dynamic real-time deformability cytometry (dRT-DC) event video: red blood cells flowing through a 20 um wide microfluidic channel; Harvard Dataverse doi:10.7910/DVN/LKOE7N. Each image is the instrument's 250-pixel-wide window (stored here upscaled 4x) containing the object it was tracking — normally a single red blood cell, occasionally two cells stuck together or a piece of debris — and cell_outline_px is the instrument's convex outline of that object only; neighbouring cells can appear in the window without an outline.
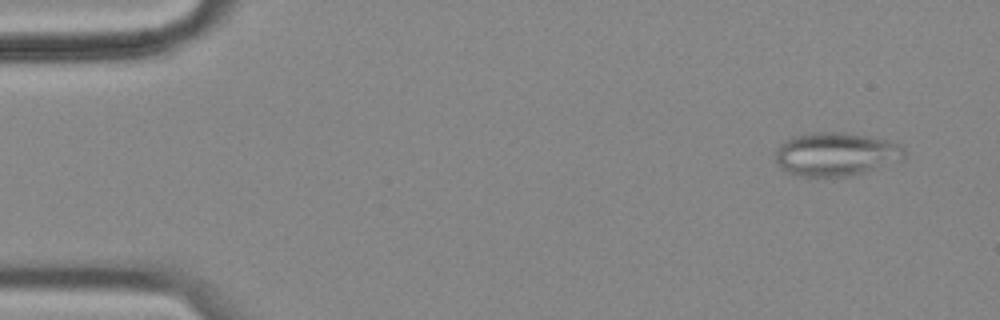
{"species": "common noctule bat (a hibernating species)", "species_latin": "Nyctalus noctula", "temperature_condition": "cold", "stored_images_in_passage": 57, "camera_frame_rate_fps": 3000, "um_per_image_px": 0.085, "animal": {"sex": "female", "body_mass_g": 18.4}, "frame": {"image": 1, "passage_image": 4, "time_ms": 1.0, "image_size_px": [1000, 320], "cell_outline_px": [[908, 152], [904, 160], [852, 176], [816, 180], [784, 172], [780, 168], [776, 160], [776, 148], [780, 144], [796, 136], [828, 132], [832, 132], [868, 136], [888, 140], [900, 144]], "centroid_in_image_um": [71.09, 13.18], "position_along_channel_um": 13.9, "area_um2": 33.41}}
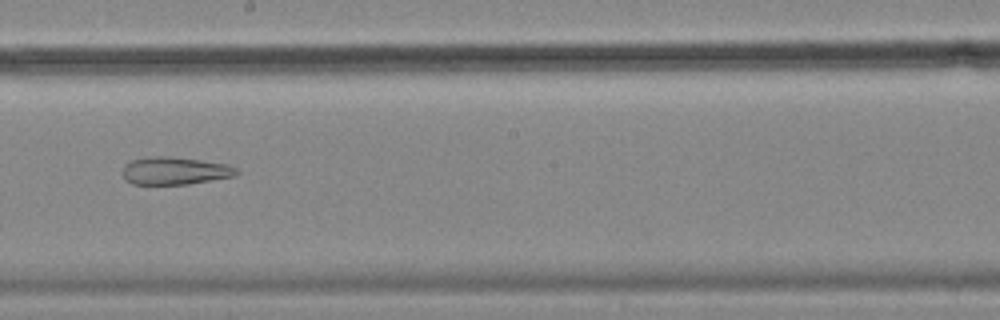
{"frame": {"image": 2, "passage_image": 32, "time_ms": 10.333, "image_size_px": [1000, 320], "cell_outline_px": [[240, 172], [236, 176], [188, 184], [132, 184], [124, 180], [124, 164], [132, 160], [156, 156], [168, 156], [200, 160], [228, 164], [236, 168]], "centroid_in_image_um": [14.89, 14.52], "position_along_channel_um": 233.3, "area_um2": 18.32}}
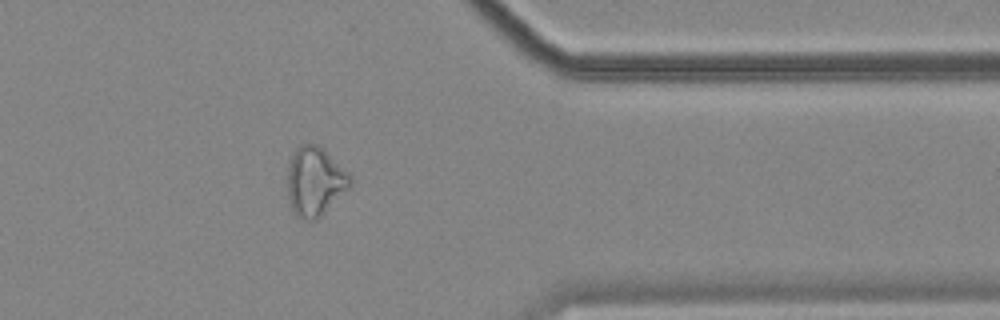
{"frame": {"image": 3, "passage_image": 46, "time_ms": 15.0, "image_size_px": [1000, 320], "cell_outline_px": [[352, 184], [316, 220], [308, 220], [296, 216], [292, 208], [288, 196], [288, 168], [292, 156], [296, 148], [300, 144], [316, 144], [324, 148], [352, 176]], "centroid_in_image_um": [26.78, 15.39], "position_along_channel_um": 384.6, "area_um2": 24.97}, "authors_computed_cell_mechanics": {"area_um2": 26.5302, "velocity_mm_per_s": 3.5229, "shape_relaxation_time_tau1_ms": null, "shape_relaxation_time_tau2_ms": 3.0303, "deformation_change_tau1": null, "deformation_change_tau2": 0.1214}}